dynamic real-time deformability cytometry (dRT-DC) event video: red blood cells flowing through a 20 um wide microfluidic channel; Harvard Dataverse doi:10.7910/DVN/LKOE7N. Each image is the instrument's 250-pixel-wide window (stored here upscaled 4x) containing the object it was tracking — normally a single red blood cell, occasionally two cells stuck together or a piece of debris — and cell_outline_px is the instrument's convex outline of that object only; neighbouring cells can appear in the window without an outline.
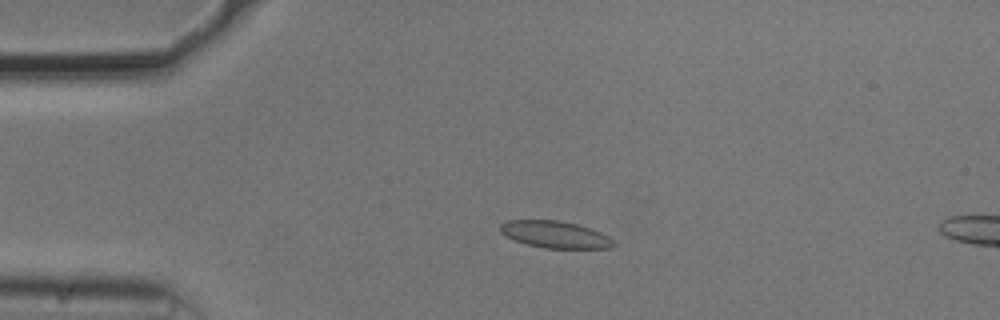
{"species": "common noctule bat (a hibernating species)", "species_latin": "Nyctalus noctula", "temperature_condition": "cold", "stored_images_in_passage": 54, "camera_frame_rate_fps": 3000, "um_per_image_px": 0.085, "animal": {"sex": "male", "body_mass_g": 20.5, "forearm_length_mm": 52.5}, "frame": {"image": 1, "passage_image": 12, "time_ms": 3.667, "image_size_px": [1000, 320], "cell_outline_px": [[616, 244], [612, 248], [544, 248], [524, 244], [500, 232], [500, 224], [508, 220], [560, 220], [576, 224], [600, 232], [616, 240]], "centroid_in_image_um": [47.21, 19.94], "position_along_channel_um": 37.8, "area_um2": 17.8}}
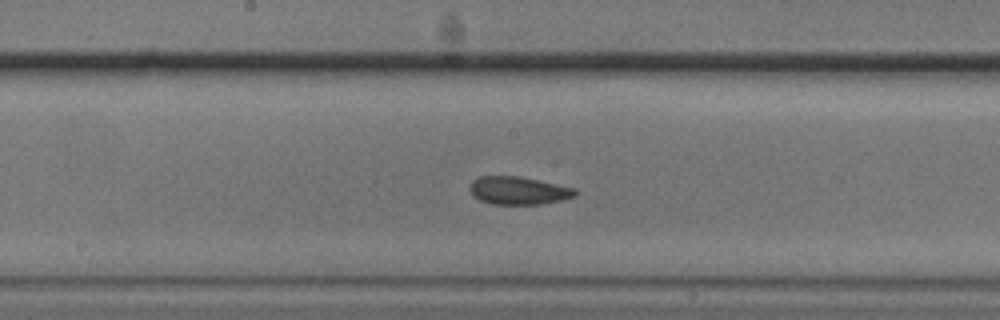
{"frame": {"image": 2, "passage_image": 28, "time_ms": 9.0, "image_size_px": [1000, 320], "cell_outline_px": [[580, 192], [576, 196], [560, 200], [540, 204], [492, 204], [480, 200], [472, 196], [468, 188], [472, 180], [480, 176], [520, 176], [576, 188]], "centroid_in_image_um": [44.06, 16.19], "position_along_channel_um": 204.1, "area_um2": 17.34}}
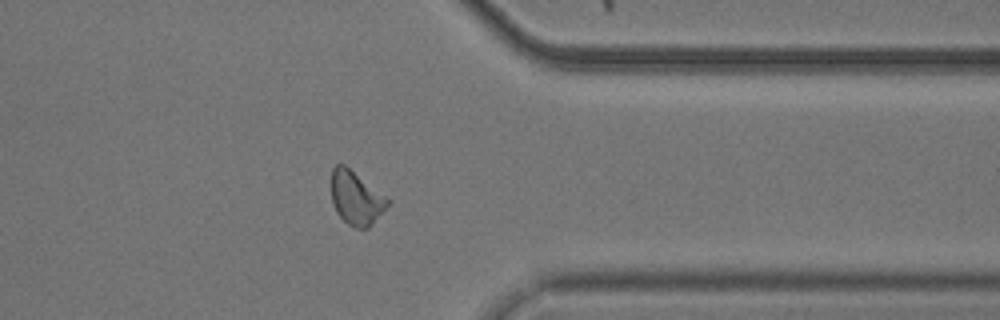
{"frame": {"image": 3, "passage_image": 43, "time_ms": 14.0, "image_size_px": [1000, 320], "cell_outline_px": [[392, 200], [372, 224], [368, 228], [356, 228], [348, 224], [336, 212], [332, 204], [332, 168], [336, 164], [344, 164]], "centroid_in_image_um": [30.27, 16.82], "position_along_channel_um": 381.1, "area_um2": 17.51}, "authors_computed_cell_mechanics": {"area_um2": 17.629, "velocity_mm_per_s": 3.7083, "shape_relaxation_time_tau1_ms": null, "shape_relaxation_time_tau2_ms": 2.8959, "deformation_change_tau1": null, "deformation_change_tau2": 0.0762}}